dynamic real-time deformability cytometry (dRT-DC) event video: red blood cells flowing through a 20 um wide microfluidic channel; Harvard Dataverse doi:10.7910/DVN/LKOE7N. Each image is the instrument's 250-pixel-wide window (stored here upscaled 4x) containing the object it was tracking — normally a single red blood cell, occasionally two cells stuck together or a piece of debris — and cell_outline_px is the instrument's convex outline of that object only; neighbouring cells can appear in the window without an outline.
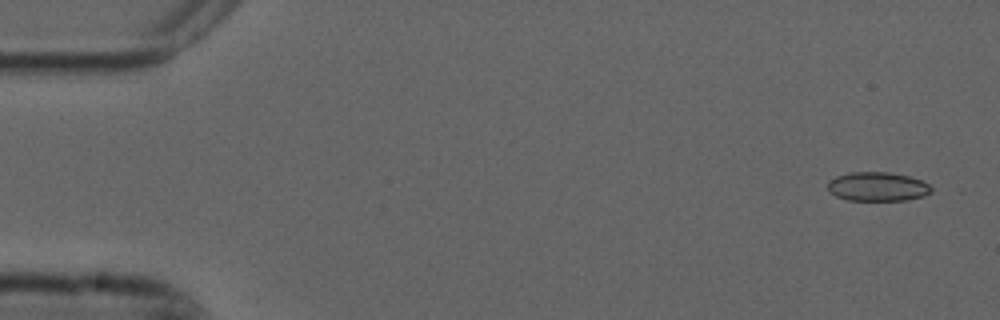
{"species": "common noctule bat (a hibernating species)", "species_latin": "Nyctalus noctula", "temperature_condition": "cold", "stored_images_in_passage": 6, "camera_frame_rate_fps": 3000, "um_per_image_px": 0.085, "animal": {"sex": "male", "forearm_length_mm": 52.5}, "frame": {"image": 1, "passage_image": 1, "time_ms": 0.0, "image_size_px": [1000, 320], "cell_outline_px": [[932, 192], [924, 196], [908, 200], [848, 200], [836, 196], [828, 192], [828, 180], [836, 176], [848, 172], [888, 172], [908, 176], [920, 180], [928, 184], [932, 188]], "centroid_in_image_um": [74.57, 15.86], "position_along_channel_um": 10.4, "area_um2": 17.63}}
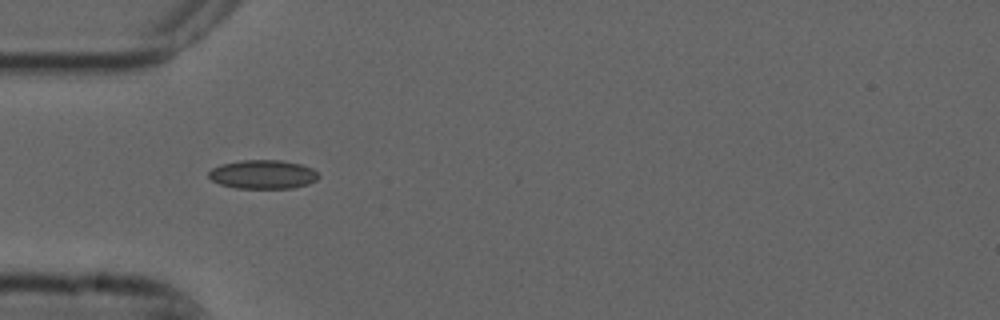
{"frame": {"image": 2, "passage_image": 5, "time_ms": 1.333, "image_size_px": [1000, 320], "cell_outline_px": [[320, 176], [316, 180], [308, 184], [292, 188], [236, 188], [220, 184], [212, 180], [208, 176], [208, 172], [212, 168], [220, 164], [240, 160], [280, 160], [300, 164], [312, 168]], "centroid_in_image_um": [22.33, 14.82], "position_along_channel_um": 62.7, "area_um2": 18.5}}
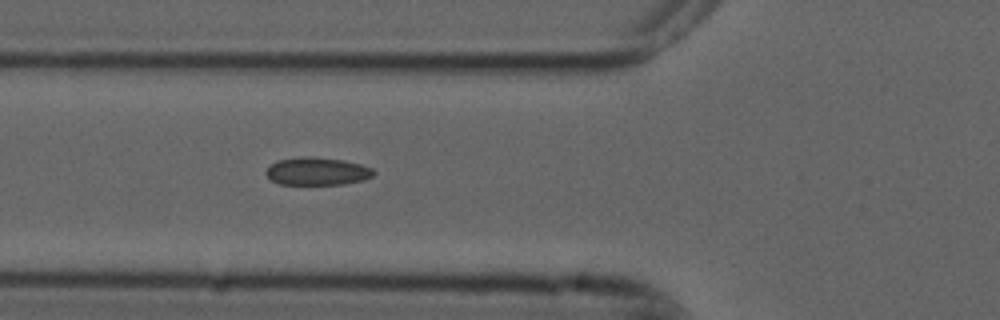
{"frame": {"image": 3, "passage_image": 6, "time_ms": 1.667, "image_size_px": [1000, 320], "cell_outline_px": [[376, 172], [372, 176], [364, 180], [344, 184], [280, 184], [272, 180], [264, 172], [276, 160], [304, 156], [312, 156], [344, 160], [360, 164], [372, 168]], "centroid_in_image_um": [26.97, 14.55], "position_along_channel_um": 98.8, "area_um2": 17.46}}